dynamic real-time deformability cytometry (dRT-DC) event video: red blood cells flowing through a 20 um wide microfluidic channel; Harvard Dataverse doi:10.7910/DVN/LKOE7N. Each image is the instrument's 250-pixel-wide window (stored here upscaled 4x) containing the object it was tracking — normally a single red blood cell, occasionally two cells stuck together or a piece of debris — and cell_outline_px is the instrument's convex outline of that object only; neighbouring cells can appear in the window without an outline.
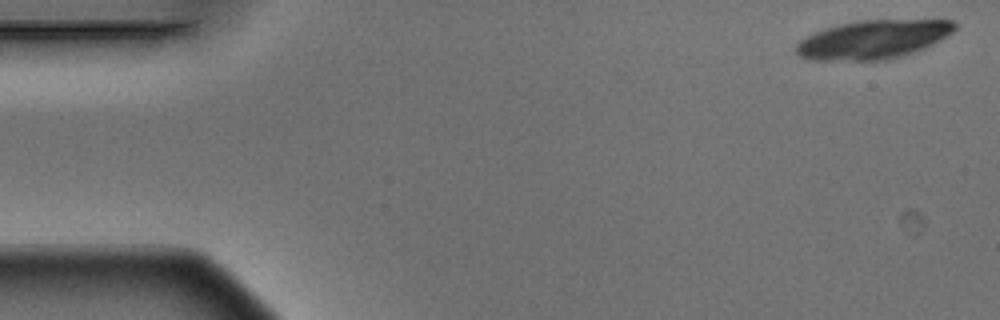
{"species": "Egyptian fruit bat (a non-hibernating species)", "species_latin": "Rousettus aegyptiacus", "temperature_condition": "warm", "stored_images_in_passage": 4, "camera_frame_rate_fps": 3000, "um_per_image_px": 0.085, "animal": {"sex": "male"}, "frame": {"image": 1, "passage_image": 1, "time_ms": 0.0, "image_size_px": [1000, 320], "cell_outline_px": [[960, 24], [948, 36], [916, 52], [888, 60], [812, 60], [800, 56], [796, 52], [796, 44], [800, 40], [816, 32], [840, 24], [864, 20], [952, 20]], "centroid_in_image_um": [74.27, 3.36], "position_along_channel_um": 10.7, "area_um2": 35.6}}